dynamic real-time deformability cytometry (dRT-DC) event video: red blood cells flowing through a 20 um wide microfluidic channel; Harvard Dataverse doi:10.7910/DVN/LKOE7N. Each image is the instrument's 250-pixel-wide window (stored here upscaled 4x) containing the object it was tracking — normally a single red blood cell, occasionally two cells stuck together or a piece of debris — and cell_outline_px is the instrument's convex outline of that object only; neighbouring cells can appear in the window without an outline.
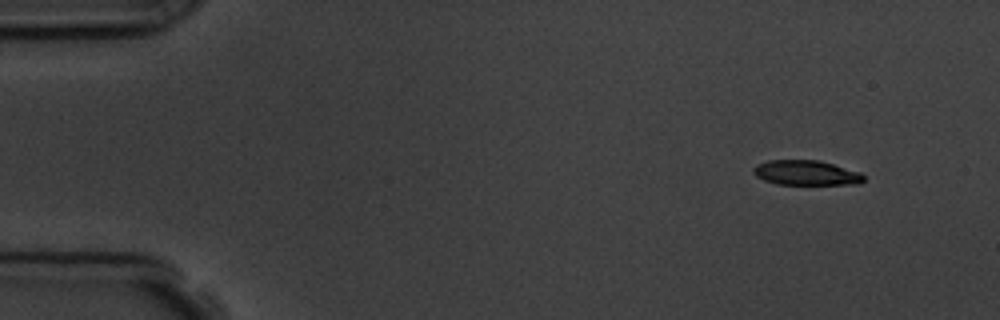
{"species": "common noctule bat (a hibernating species)", "species_latin": "Nyctalus noctula", "temperature_condition": "room temperature", "stored_images_in_passage": 3, "camera_frame_rate_fps": 3000, "um_per_image_px": 0.085, "animal": {"sex": "male", "body_mass_g": 19.5, "forearm_length_mm": 54.6}, "frame": {"image": 1, "passage_image": 1, "time_ms": 0.0, "image_size_px": [1000, 320], "cell_outline_px": [[864, 180], [860, 184], [776, 184], [764, 180], [756, 176], [752, 172], [752, 168], [756, 164], [768, 160], [820, 160], [860, 172], [864, 176]], "centroid_in_image_um": [68.49, 14.68], "position_along_channel_um": 16.5, "area_um2": 16.07}}